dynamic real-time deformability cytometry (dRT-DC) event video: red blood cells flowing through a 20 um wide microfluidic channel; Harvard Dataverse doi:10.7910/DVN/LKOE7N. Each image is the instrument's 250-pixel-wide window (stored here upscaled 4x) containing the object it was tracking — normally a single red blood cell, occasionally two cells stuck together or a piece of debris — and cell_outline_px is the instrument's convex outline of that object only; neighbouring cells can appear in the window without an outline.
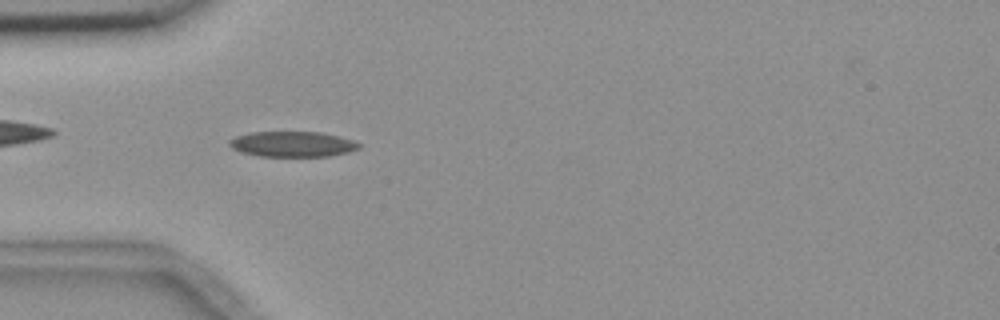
{"species": "common noctule bat (a hibernating species)", "species_latin": "Nyctalus noctula", "temperature_condition": "room temperature", "stored_images_in_passage": 55, "camera_frame_rate_fps": 3000, "um_per_image_px": 0.085, "animal": {"sex": "female", "body_mass_g": 18.4}, "frame": {"image": 1, "passage_image": 16, "time_ms": 5.0, "image_size_px": [1000, 320], "cell_outline_px": [[360, 148], [348, 152], [328, 156], [260, 156], [240, 152], [232, 148], [228, 144], [228, 140], [236, 136], [248, 132], [320, 132], [340, 136], [352, 140], [360, 144]], "centroid_in_image_um": [24.83, 12.24], "position_along_channel_um": 60.2, "area_um2": 19.25}}
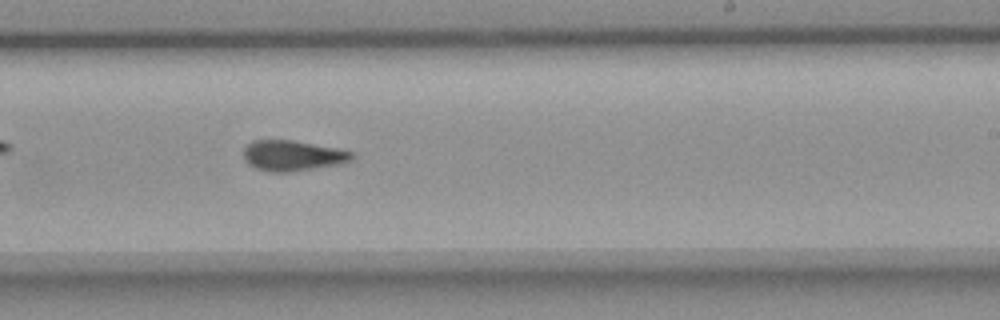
{"frame": {"image": 2, "passage_image": 33, "time_ms": 10.667, "image_size_px": [1000, 320], "cell_outline_px": [[356, 156], [352, 160], [344, 164], [288, 172], [268, 172], [256, 168], [248, 164], [244, 160], [244, 148], [252, 140], [292, 140], [340, 148], [356, 152]], "centroid_in_image_um": [24.95, 13.23], "position_along_channel_um": 264.1, "area_um2": 19.71}}
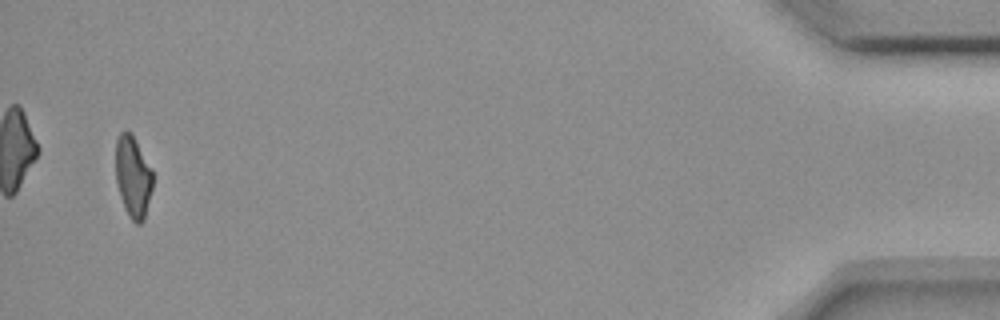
{"frame": {"image": 3, "passage_image": 53, "time_ms": 17.333, "image_size_px": [1000, 320], "cell_outline_px": [[152, 188], [144, 220], [140, 224], [136, 224], [128, 216], [124, 208], [120, 196], [116, 180], [116, 140], [120, 132], [124, 128], [132, 132], [152, 168]], "centroid_in_image_um": [11.3, 14.98], "position_along_channel_um": 423.9, "area_um2": 17.92}, "authors_computed_cell_mechanics": {"area_um2": 18.9006, "velocity_mm_per_s": 3.6576, "shape_relaxation_time_tau1_ms": 4.8847, "shape_relaxation_time_tau2_ms": 3.0824, "deformation_change_tau1": 0.142, "deformation_change_tau2": 0.0929}}